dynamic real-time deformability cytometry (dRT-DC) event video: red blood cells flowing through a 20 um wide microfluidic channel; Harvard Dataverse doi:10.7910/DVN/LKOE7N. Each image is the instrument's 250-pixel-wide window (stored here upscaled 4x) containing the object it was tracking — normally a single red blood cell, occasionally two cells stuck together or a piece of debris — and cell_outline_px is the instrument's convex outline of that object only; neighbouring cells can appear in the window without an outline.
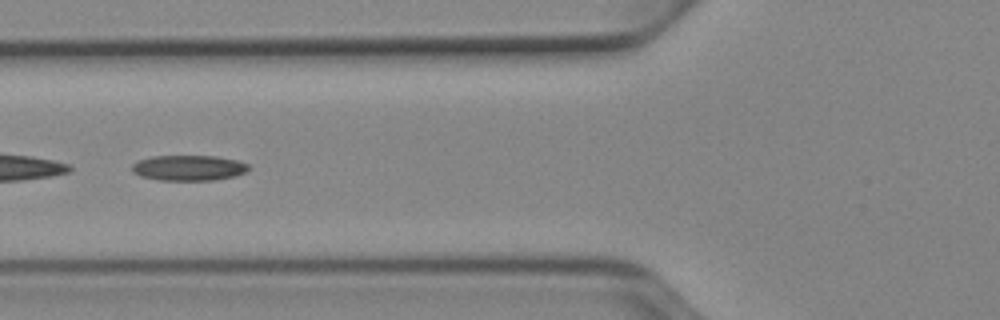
{"species": "Egyptian fruit bat (a non-hibernating species)", "species_latin": "Rousettus aegyptiacus", "temperature_condition": "cold", "stored_images_in_passage": 49, "segment_of_instrument_passage": [2, 2], "camera_frame_rate_fps": 3000, "um_per_image_px": 0.085, "animal": {"sex": "female"}, "frame": {"image": 1, "passage_image": 19, "time_ms": 6.0, "image_size_px": [1000, 320], "cell_outline_px": [[252, 168], [236, 176], [216, 180], [160, 180], [140, 176], [132, 172], [132, 164], [140, 160], [152, 156], [216, 156], [236, 160], [248, 164]], "centroid_in_image_um": [16.06, 14.27], "position_along_channel_um": 109.7, "area_um2": 17.34}}
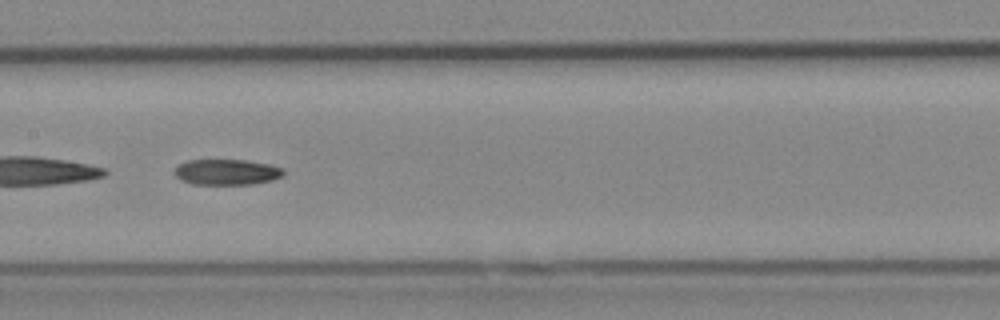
{"frame": {"image": 2, "passage_image": 25, "time_ms": 8.0, "image_size_px": [1000, 320], "cell_outline_px": [[284, 176], [272, 180], [252, 184], [192, 184], [180, 180], [172, 172], [180, 164], [188, 160], [244, 160], [268, 164], [284, 168]], "centroid_in_image_um": [19.27, 14.63], "position_along_channel_um": 188.1, "area_um2": 16.36}}
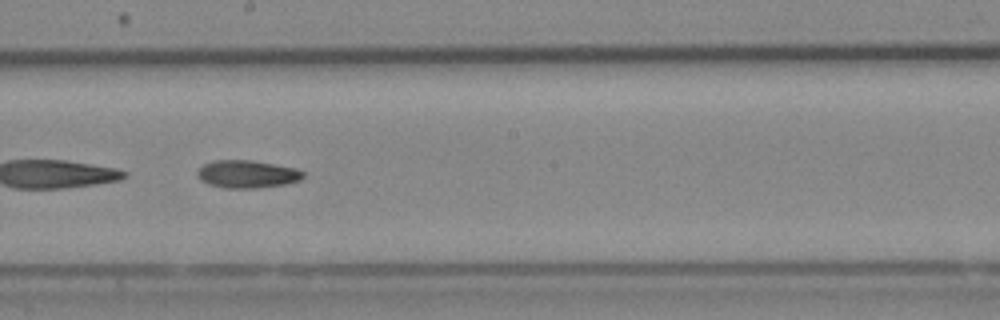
{"frame": {"image": 3, "passage_image": 28, "time_ms": 9.0, "image_size_px": [1000, 320], "cell_outline_px": [[304, 176], [300, 180], [284, 184], [256, 188], [224, 188], [208, 184], [200, 180], [196, 176], [196, 172], [204, 164], [212, 160], [252, 160], [296, 168], [304, 172]], "centroid_in_image_um": [20.97, 14.79], "position_along_channel_um": 227.2, "area_um2": 17.17}}